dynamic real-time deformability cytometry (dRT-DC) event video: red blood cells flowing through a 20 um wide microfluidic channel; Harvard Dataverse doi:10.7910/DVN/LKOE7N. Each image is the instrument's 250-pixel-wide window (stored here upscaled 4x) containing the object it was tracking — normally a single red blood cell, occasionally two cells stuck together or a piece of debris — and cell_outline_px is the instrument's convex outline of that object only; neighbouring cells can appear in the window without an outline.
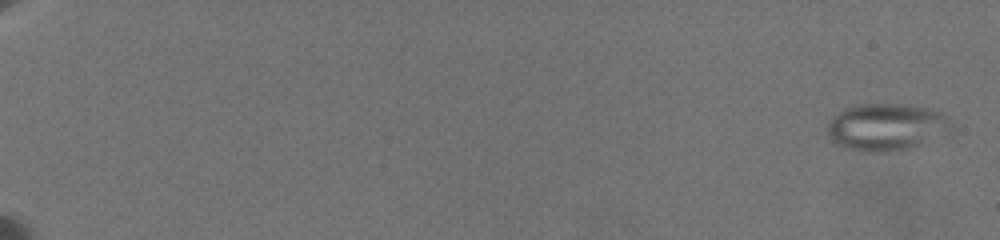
{"species": "common noctule bat (a hibernating species)", "species_latin": "Nyctalus noctula", "temperature_condition": "warm", "stored_images_in_passage": 35, "camera_frame_rate_fps": 3000, "um_per_image_px": 0.085, "animal": {"sex": "female", "body_mass_g": 19.5, "forearm_length_mm": 54.1}, "frame": {"image": 1, "passage_image": 2, "time_ms": 0.333, "image_size_px": [1000, 240], "cell_outline_px": [[952, 128], [944, 136], [908, 148], [884, 152], [868, 152], [844, 148], [836, 144], [832, 140], [828, 132], [828, 124], [832, 116], [844, 108], [860, 104], [908, 104], [928, 108], [940, 112], [948, 116], [952, 120]], "centroid_in_image_um": [75.37, 10.79], "position_along_channel_um": 9.6, "area_um2": 34.28}}
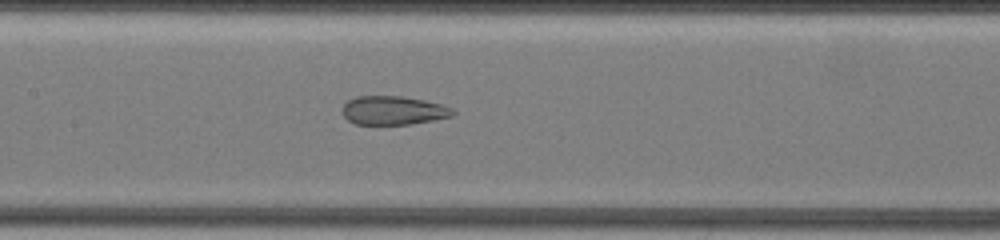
{"frame": {"image": 2, "passage_image": 22, "time_ms": 11.333, "image_size_px": [1000, 240], "cell_outline_px": [[456, 112], [452, 116], [436, 120], [408, 124], [356, 124], [348, 120], [340, 112], [344, 104], [348, 100], [356, 96], [400, 96], [424, 100], [440, 104], [452, 108]], "centroid_in_image_um": [33.41, 9.38], "position_along_channel_um": 174.0, "area_um2": 18.55}}
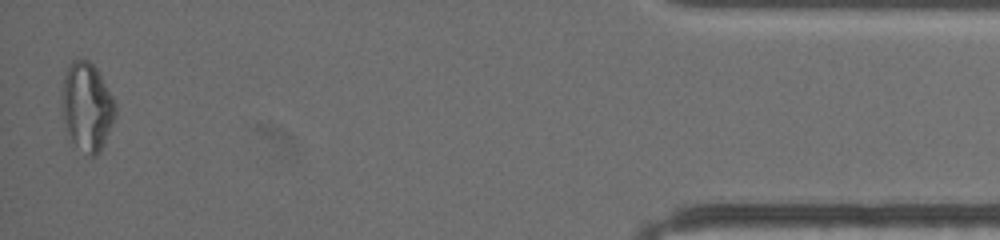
{"frame": {"image": 3, "passage_image": 35, "time_ms": 20.333, "image_size_px": [1000, 240], "cell_outline_px": [[116, 112], [104, 140], [96, 156], [88, 156], [72, 140], [68, 132], [64, 120], [64, 76], [72, 60], [76, 56], [88, 60], [96, 68], [112, 96], [116, 104]], "centroid_in_image_um": [7.41, 9.02], "position_along_channel_um": 427.8, "area_um2": 26.47}, "authors_computed_cell_mechanics": {"area_um2": 28.3798, "velocity_mm_per_s": 3.5701, "shape_relaxation_time_tau1_ms": null, "shape_relaxation_time_tau2_ms": 1.4722, "deformation_change_tau1": null, "deformation_change_tau2": 0.0826}}